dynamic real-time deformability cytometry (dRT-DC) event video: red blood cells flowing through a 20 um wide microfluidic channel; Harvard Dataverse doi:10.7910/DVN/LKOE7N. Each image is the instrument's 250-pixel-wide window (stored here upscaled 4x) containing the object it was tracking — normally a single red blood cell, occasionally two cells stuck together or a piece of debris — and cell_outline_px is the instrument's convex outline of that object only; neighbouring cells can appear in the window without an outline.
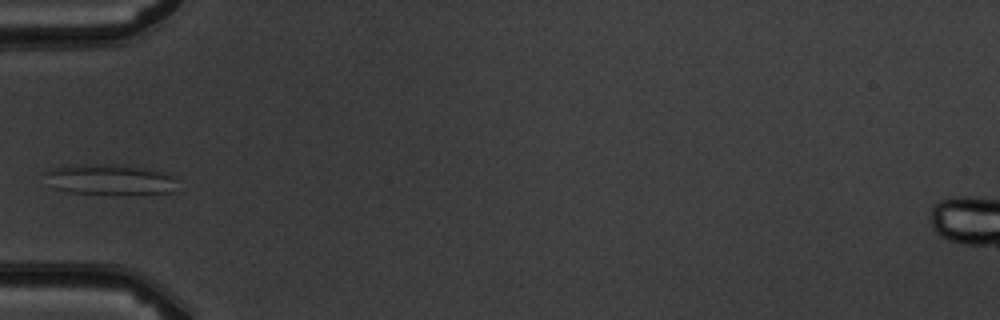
{"species": "common noctule bat (a hibernating species)", "species_latin": "Nyctalus noctula", "temperature_condition": "warm", "stored_images_in_passage": 4, "camera_frame_rate_fps": 3000, "um_per_image_px": 0.085, "animal": {"sex": "male", "body_mass_g": 19.5, "forearm_length_mm": 54.6}, "frame": {"image": 1, "passage_image": 3, "time_ms": 3.333, "image_size_px": [1000, 320], "cell_outline_px": [[176, 180], [172, 192], [68, 192], [56, 188], [44, 172], [48, 168], [84, 164], [128, 164], [176, 176]], "centroid_in_image_um": [9.33, 15.2], "position_along_channel_um": 75.7, "area_um2": 22.54}}
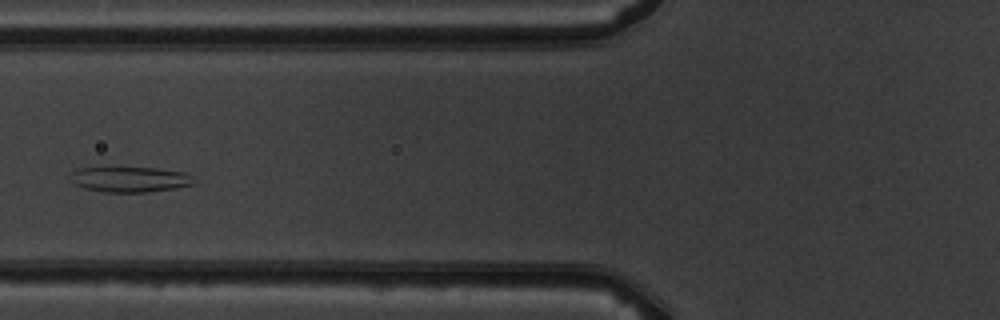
{"frame": {"image": 2, "passage_image": 4, "time_ms": 4.333, "image_size_px": [1000, 320], "cell_outline_px": [[196, 184], [176, 188], [148, 192], [104, 192], [84, 188], [76, 184], [68, 176], [72, 172], [80, 168], [156, 168], [184, 172], [192, 176]], "centroid_in_image_um": [11.08, 15.25], "position_along_channel_um": 114.7, "area_um2": 18.21}}